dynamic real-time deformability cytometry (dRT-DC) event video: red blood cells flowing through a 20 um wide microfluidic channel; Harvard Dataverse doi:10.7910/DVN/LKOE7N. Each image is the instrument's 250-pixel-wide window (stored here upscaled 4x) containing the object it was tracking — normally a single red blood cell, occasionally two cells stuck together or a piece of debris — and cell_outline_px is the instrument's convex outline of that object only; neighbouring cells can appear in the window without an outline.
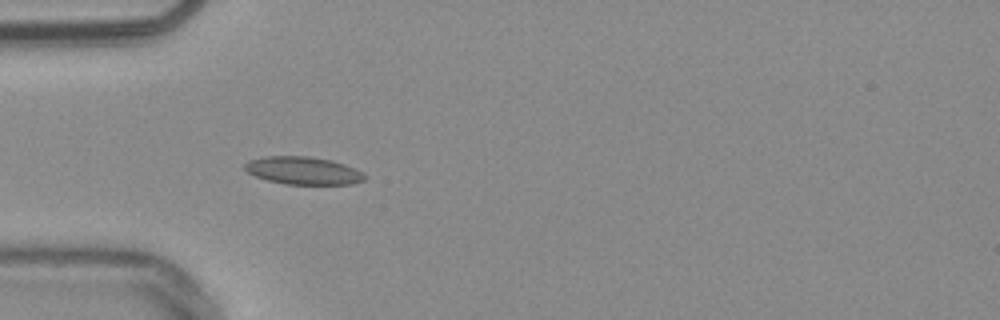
{"species": "common noctule bat (a hibernating species)", "species_latin": "Nyctalus noctula", "temperature_condition": "warm", "stored_images_in_passage": 53, "camera_frame_rate_fps": 3000, "um_per_image_px": 0.085, "animal": {"sex": "male", "body_mass_g": 20.4}, "frame": {"image": 1, "passage_image": 16, "time_ms": 5.0, "image_size_px": [1000, 320], "cell_outline_px": [[368, 176], [364, 180], [352, 184], [288, 184], [268, 180], [256, 176], [248, 172], [244, 168], [244, 164], [248, 160], [264, 156], [312, 156], [332, 160], [356, 168], [364, 172]], "centroid_in_image_um": [25.81, 14.49], "position_along_channel_um": 59.2, "area_um2": 19.54}}
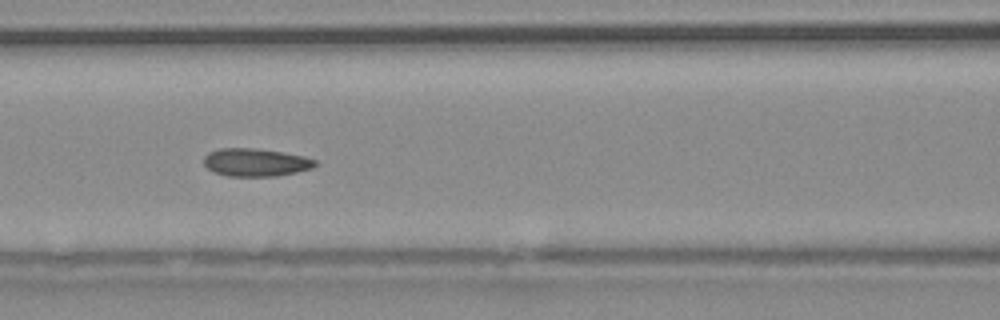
{"frame": {"image": 2, "passage_image": 23, "time_ms": 7.333, "image_size_px": [1000, 320], "cell_outline_px": [[316, 164], [312, 168], [296, 172], [276, 176], [228, 176], [212, 172], [204, 164], [204, 156], [208, 152], [220, 148], [256, 148], [284, 152], [304, 156], [316, 160]], "centroid_in_image_um": [21.71, 13.79], "position_along_channel_um": 144.9, "area_um2": 18.21}, "authors_computed_cell_mechanics": {"area_um2": 17.9758, "velocity_mm_per_s": 3.8035, "shape_relaxation_time_tau1_ms": 8.4701, "shape_relaxation_time_tau2_ms": 1.4625, "deformation_change_tau1": 0.1592, "deformation_change_tau2": 0.0649}}